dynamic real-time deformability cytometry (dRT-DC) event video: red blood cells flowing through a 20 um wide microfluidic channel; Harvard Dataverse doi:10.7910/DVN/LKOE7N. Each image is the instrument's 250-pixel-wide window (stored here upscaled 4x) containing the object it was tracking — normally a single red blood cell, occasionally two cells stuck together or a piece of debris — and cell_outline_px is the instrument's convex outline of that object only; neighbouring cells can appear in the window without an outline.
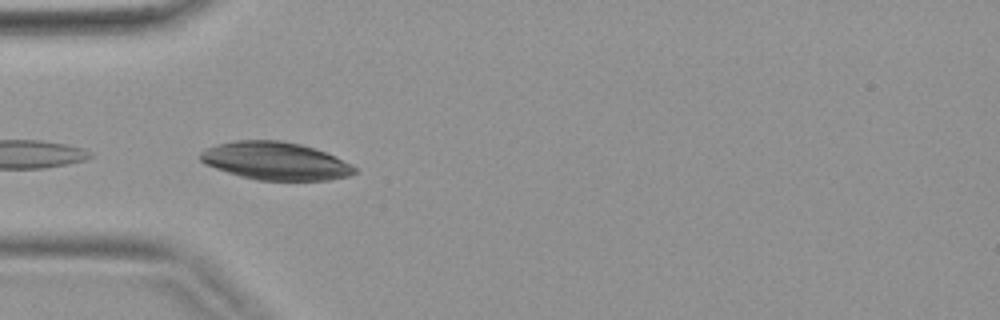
{"species": "common noctule bat (a hibernating species)", "species_latin": "Nyctalus noctula", "temperature_condition": "warm", "stored_images_in_passage": 40, "camera_frame_rate_fps": 3000, "um_per_image_px": 0.085, "animal": {"sex": "female", "body_mass_g": 19.9}, "frame": {"image": 1, "passage_image": 12, "time_ms": 3.667, "image_size_px": [1000, 320], "cell_outline_px": [[356, 172], [348, 176], [328, 180], [256, 180], [240, 176], [204, 164], [200, 160], [200, 152], [216, 144], [236, 140], [280, 140], [300, 144], [336, 156], [352, 164], [356, 168]], "centroid_in_image_um": [23.41, 13.68], "position_along_channel_um": 61.6, "area_um2": 33.93}}